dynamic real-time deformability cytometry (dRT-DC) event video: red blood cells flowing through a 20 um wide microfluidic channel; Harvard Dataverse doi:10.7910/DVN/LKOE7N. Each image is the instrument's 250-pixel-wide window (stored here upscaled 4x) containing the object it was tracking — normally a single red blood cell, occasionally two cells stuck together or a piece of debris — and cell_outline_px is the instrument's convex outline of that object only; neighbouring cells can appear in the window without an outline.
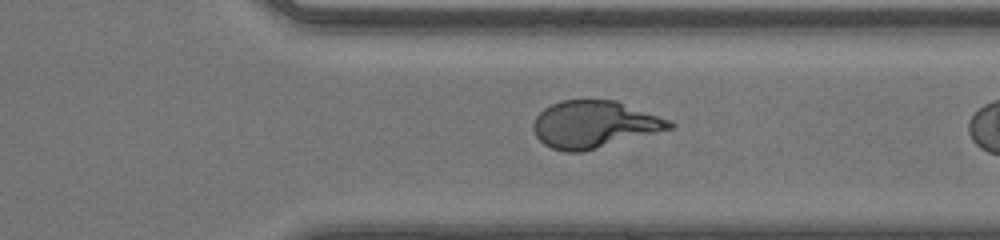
{"species": "human", "species_latin": "Homo sapiens", "temperature_condition": "room temperature", "stored_images_in_passage": 45, "camera_frame_rate_fps": 3000, "um_per_image_px": 0.085, "donor": {"sex": "male"}, "frame": {"image": 1, "passage_image": 43, "time_ms": 14.0, "image_size_px": [1000, 240], "cell_outline_px": [[676, 124], [672, 128], [584, 152], [564, 152], [552, 148], [544, 144], [536, 136], [532, 128], [532, 124], [536, 116], [544, 108], [560, 100], [616, 100], [672, 120]], "centroid_in_image_um": [50.51, 10.57], "position_along_channel_um": 360.9, "area_um2": 37.51}}